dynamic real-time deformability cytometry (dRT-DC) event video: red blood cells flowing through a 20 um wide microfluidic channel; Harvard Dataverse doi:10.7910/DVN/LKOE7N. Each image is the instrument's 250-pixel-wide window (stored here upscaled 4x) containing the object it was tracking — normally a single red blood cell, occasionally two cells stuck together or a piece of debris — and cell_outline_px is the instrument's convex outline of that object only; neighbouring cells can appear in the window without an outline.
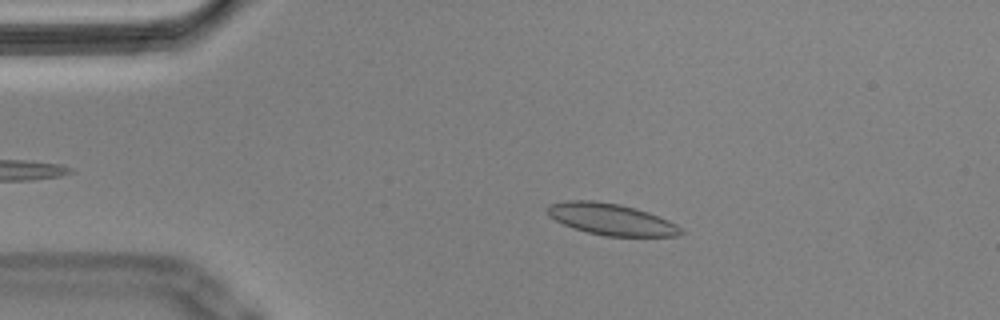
{"species": "Egyptian fruit bat (a non-hibernating species)", "species_latin": "Rousettus aegyptiacus", "temperature_condition": "cold", "stored_images_in_passage": 39, "camera_frame_rate_fps": 3000, "um_per_image_px": 0.085, "animal": {"sex": "male"}, "frame": {"image": 1, "passage_image": 1, "time_ms": 0.0, "image_size_px": [1000, 320], "cell_outline_px": [[684, 232], [676, 236], [604, 236], [588, 232], [564, 224], [548, 216], [544, 208], [548, 204], [568, 200], [592, 200], [620, 204], [636, 208], [648, 212], [668, 220], [676, 224]], "centroid_in_image_um": [51.91, 18.62], "position_along_channel_um": 33.1, "area_um2": 24.51}}
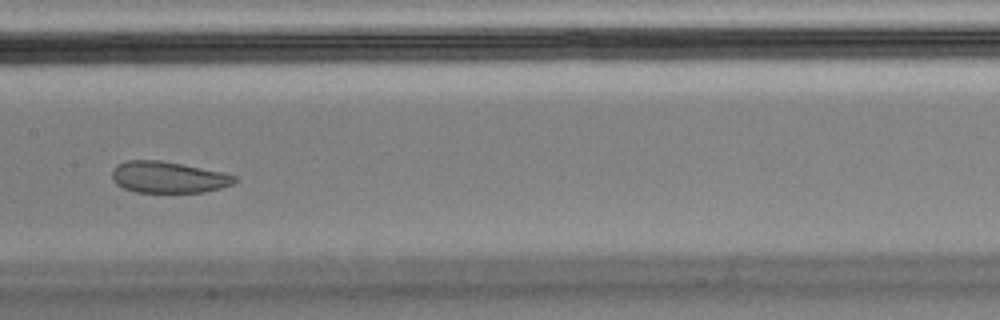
{"frame": {"image": 2, "passage_image": 18, "time_ms": 5.667, "image_size_px": [1000, 320], "cell_outline_px": [[240, 180], [232, 184], [220, 188], [204, 192], [136, 192], [124, 188], [116, 184], [112, 176], [112, 172], [116, 164], [124, 160], [160, 160], [224, 172], [236, 176]], "centroid_in_image_um": [14.31, 15.06], "position_along_channel_um": 193.1, "area_um2": 22.54}}
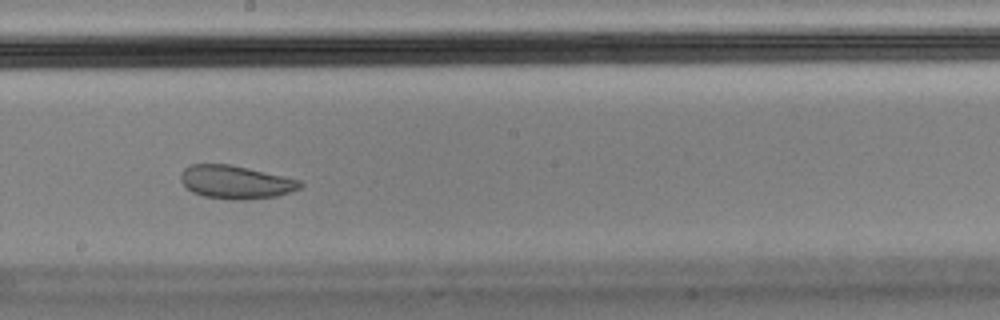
{"frame": {"image": 3, "passage_image": 21, "time_ms": 6.667, "image_size_px": [1000, 320], "cell_outline_px": [[304, 184], [300, 188], [276, 196], [248, 200], [232, 200], [204, 196], [192, 192], [180, 180], [180, 172], [184, 168], [192, 164], [228, 164], [248, 168], [300, 180]], "centroid_in_image_um": [20.01, 15.48], "position_along_channel_um": 228.2, "area_um2": 23.06}}